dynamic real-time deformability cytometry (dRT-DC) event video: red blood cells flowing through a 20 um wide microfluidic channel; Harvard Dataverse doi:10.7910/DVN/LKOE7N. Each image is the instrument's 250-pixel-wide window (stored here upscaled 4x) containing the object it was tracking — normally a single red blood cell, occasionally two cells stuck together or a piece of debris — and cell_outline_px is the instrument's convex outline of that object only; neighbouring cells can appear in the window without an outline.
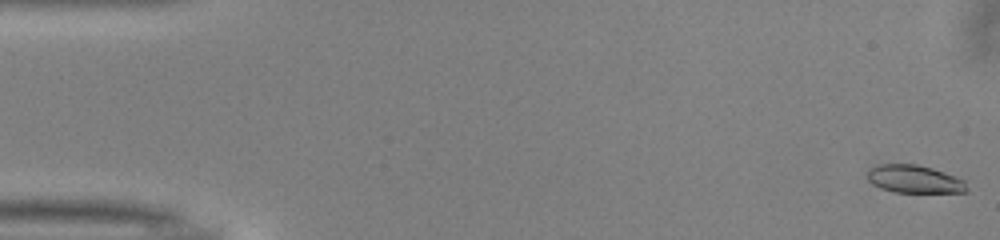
{"species": "common noctule bat (a hibernating species)", "species_latin": "Nyctalus noctula", "temperature_condition": "warm", "stored_images_in_passage": 51, "camera_frame_rate_fps": 3000, "um_per_image_px": 0.085, "animal": {"sex": "male", "body_mass_g": 13.0, "forearm_length_mm": 53.1}, "frame": {"image": 1, "passage_image": 1, "time_ms": 0.0, "image_size_px": [1000, 240], "cell_outline_px": [[968, 192], [896, 192], [880, 188], [872, 184], [868, 180], [868, 172], [872, 168], [880, 164], [916, 164], [932, 168], [956, 176], [964, 180], [968, 188]], "centroid_in_image_um": [77.75, 15.23], "position_along_channel_um": 7.3, "area_um2": 16.07}}
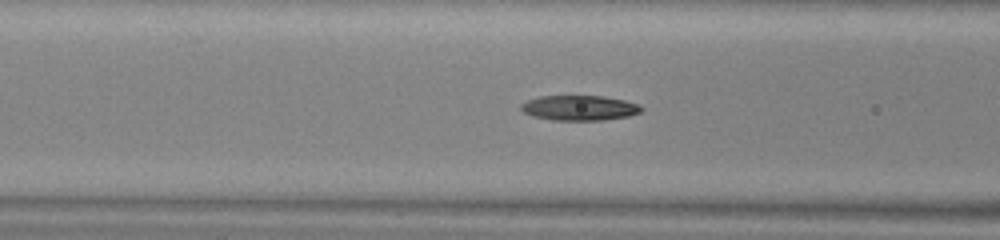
{"frame": {"image": 2, "passage_image": 20, "time_ms": 6.333, "image_size_px": [1000, 240], "cell_outline_px": [[644, 108], [640, 112], [628, 116], [604, 120], [552, 120], [532, 116], [524, 112], [520, 108], [520, 104], [528, 100], [540, 96], [604, 96], [624, 100], [636, 104]], "centroid_in_image_um": [49.23, 9.17], "position_along_channel_um": 117.4, "area_um2": 17.51}}
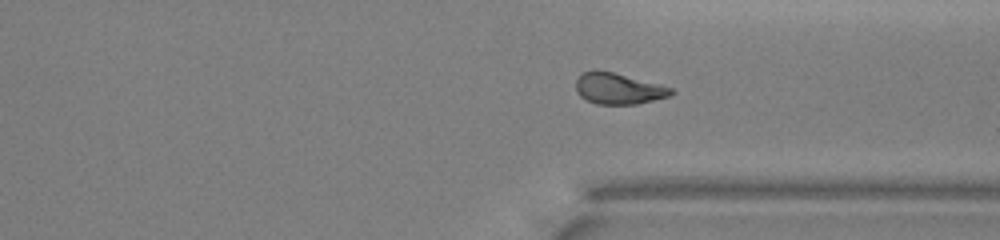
{"frame": {"image": 3, "passage_image": 38, "time_ms": 12.333, "image_size_px": [1000, 240], "cell_outline_px": [[676, 92], [668, 96], [636, 104], [596, 104], [580, 96], [576, 92], [576, 80], [580, 72], [592, 68], [596, 68], [660, 84], [672, 88]], "centroid_in_image_um": [52.51, 7.5], "position_along_channel_um": 358.9, "area_um2": 17.46}, "authors_computed_cell_mechanics": {"area_um2": 17.4556, "velocity_mm_per_s": 4.024, "shape_relaxation_time_tau1_ms": 7.7944, "shape_relaxation_time_tau2_ms": 2.8893, "deformation_change_tau1": 0.2183, "deformation_change_tau2": 0.1028}}